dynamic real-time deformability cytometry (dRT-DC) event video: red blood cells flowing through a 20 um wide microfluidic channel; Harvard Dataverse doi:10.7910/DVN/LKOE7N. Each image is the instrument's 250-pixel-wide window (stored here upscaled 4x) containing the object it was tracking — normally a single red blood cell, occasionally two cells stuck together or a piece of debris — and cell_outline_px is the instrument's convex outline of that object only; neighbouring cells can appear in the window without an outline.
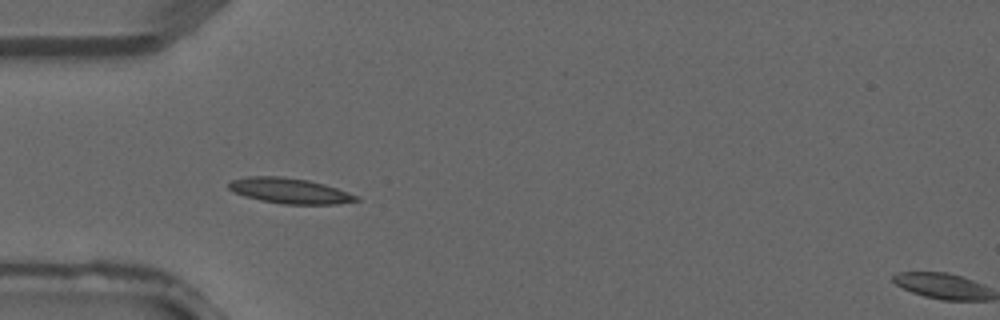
{"species": "common noctule bat (a hibernating species)", "species_latin": "Nyctalus noctula", "temperature_condition": "warm", "stored_images_in_passage": 5, "camera_frame_rate_fps": 3000, "um_per_image_px": 0.085, "animal": {"sex": "male", "forearm_length_mm": 52.5}, "frame": {"image": 1, "passage_image": 5, "time_ms": 1.333, "image_size_px": [1000, 320], "cell_outline_px": [[360, 200], [336, 204], [284, 204], [260, 200], [244, 196], [228, 188], [228, 184], [232, 180], [248, 176], [280, 176], [308, 180], [324, 184], [360, 196]], "centroid_in_image_um": [24.64, 16.21], "position_along_channel_um": 60.4, "area_um2": 18.79}}